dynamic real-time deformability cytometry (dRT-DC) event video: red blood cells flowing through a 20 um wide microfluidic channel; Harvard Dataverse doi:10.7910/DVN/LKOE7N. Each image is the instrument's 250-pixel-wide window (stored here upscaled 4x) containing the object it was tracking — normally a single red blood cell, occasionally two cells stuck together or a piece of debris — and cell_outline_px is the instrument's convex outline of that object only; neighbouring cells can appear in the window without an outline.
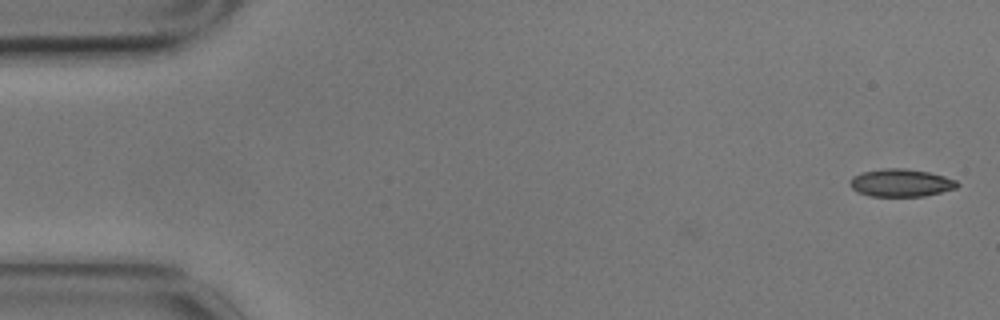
{"species": "common noctule bat (a hibernating species)", "species_latin": "Nyctalus noctula", "temperature_condition": "cold", "stored_images_in_passage": 5, "camera_frame_rate_fps": 3000, "um_per_image_px": 0.085, "animal": {"sex": "male", "body_mass_g": 17.9}, "frame": {"image": 1, "passage_image": 1, "time_ms": 0.0, "image_size_px": [1000, 320], "cell_outline_px": [[960, 184], [956, 188], [924, 196], [872, 196], [856, 192], [848, 184], [852, 176], [860, 172], [884, 168], [904, 168], [928, 172], [944, 176], [956, 180]], "centroid_in_image_um": [76.54, 15.53], "position_along_channel_um": 8.5, "area_um2": 17.4}}
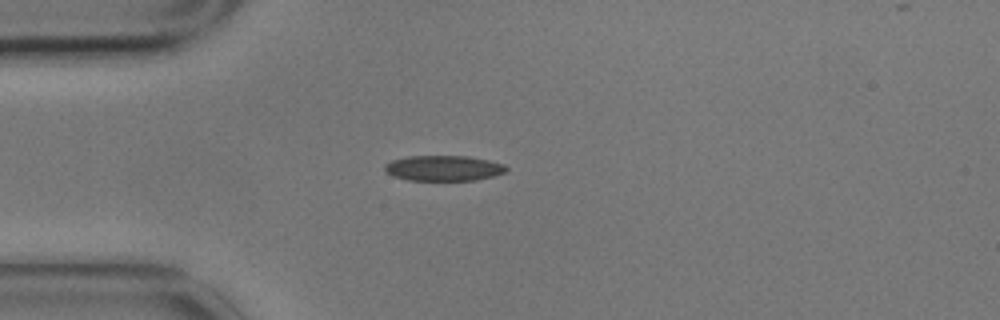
{"frame": {"image": 2, "passage_image": 5, "time_ms": 1.333, "image_size_px": [1000, 320], "cell_outline_px": [[508, 168], [504, 172], [492, 176], [476, 180], [408, 180], [392, 176], [384, 172], [384, 164], [392, 160], [408, 156], [468, 156], [488, 160], [504, 164]], "centroid_in_image_um": [37.66, 14.29], "position_along_channel_um": 47.3, "area_um2": 18.03}}